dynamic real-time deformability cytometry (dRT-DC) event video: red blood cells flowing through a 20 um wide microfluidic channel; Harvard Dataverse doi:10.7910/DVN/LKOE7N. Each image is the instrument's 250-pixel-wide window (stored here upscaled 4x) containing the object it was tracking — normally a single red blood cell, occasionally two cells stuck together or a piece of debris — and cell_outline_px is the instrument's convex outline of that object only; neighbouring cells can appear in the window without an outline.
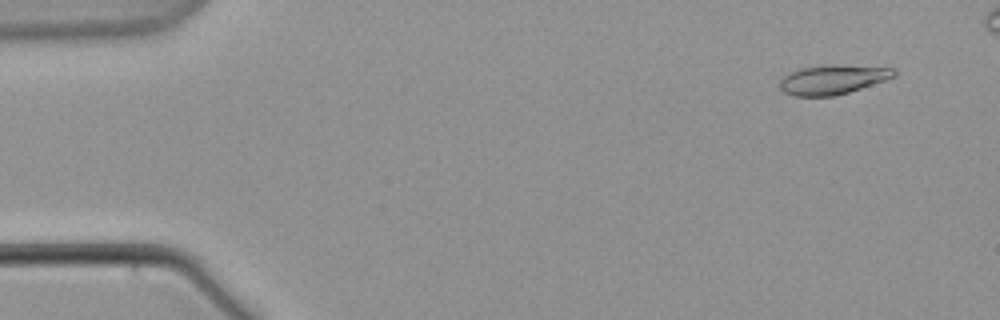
{"species": "common noctule bat (a hibernating species)", "species_latin": "Nyctalus noctula", "temperature_condition": "warm", "stored_images_in_passage": 56, "camera_frame_rate_fps": 3000, "um_per_image_px": 0.085, "animal": {"sex": "male", "body_mass_g": 21.5, "forearm_length_mm": 52.0}, "frame": {"image": 1, "passage_image": 5, "time_ms": 1.333, "image_size_px": [1000, 320], "cell_outline_px": [[896, 76], [836, 96], [796, 96], [784, 92], [780, 88], [780, 80], [784, 76], [800, 68], [836, 64], [892, 68], [896, 72]], "centroid_in_image_um": [70.77, 6.76], "position_along_channel_um": 14.2, "area_um2": 19.31}}
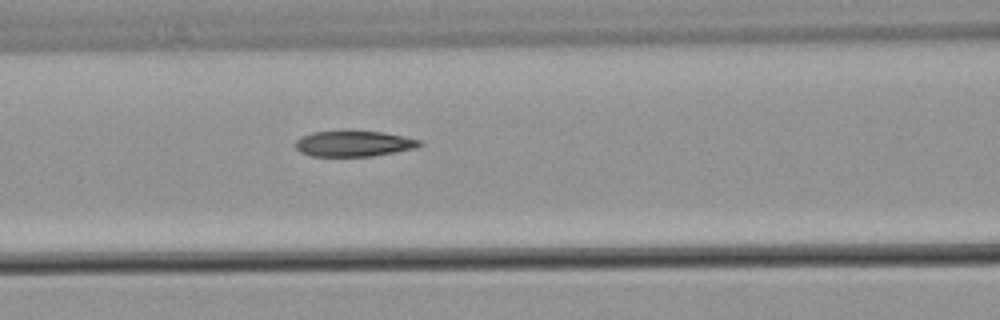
{"frame": {"image": 2, "passage_image": 26, "time_ms": 8.333, "image_size_px": [1000, 320], "cell_outline_px": [[424, 144], [416, 148], [396, 152], [372, 156], [312, 156], [300, 152], [292, 144], [300, 136], [312, 132], [344, 128], [380, 132], [420, 140]], "centroid_in_image_um": [29.99, 12.17], "position_along_channel_um": 136.6, "area_um2": 19.36}}
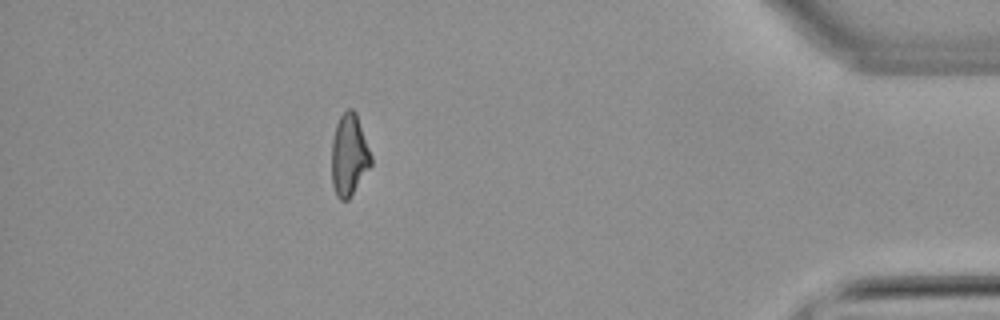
{"frame": {"image": 3, "passage_image": 54, "time_ms": 17.667, "image_size_px": [1000, 320], "cell_outline_px": [[372, 164], [348, 200], [340, 200], [336, 196], [332, 184], [332, 140], [336, 124], [340, 116], [348, 108], [352, 108], [356, 112], [372, 156]], "centroid_in_image_um": [29.67, 13.18], "position_along_channel_um": 405.5, "area_um2": 18.79}}